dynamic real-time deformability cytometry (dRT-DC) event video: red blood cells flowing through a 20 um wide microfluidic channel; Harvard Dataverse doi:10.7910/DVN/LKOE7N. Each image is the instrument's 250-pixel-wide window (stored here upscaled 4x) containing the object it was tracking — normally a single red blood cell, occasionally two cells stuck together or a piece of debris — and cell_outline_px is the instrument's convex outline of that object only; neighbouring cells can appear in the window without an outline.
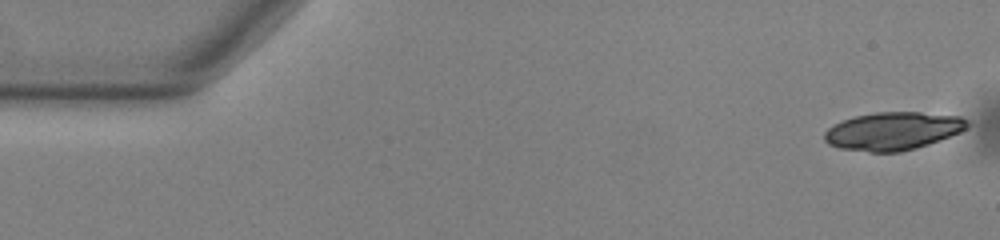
{"species": "common noctule bat (a hibernating species)", "species_latin": "Nyctalus noctula", "temperature_condition": "warm", "stored_images_in_passage": 52, "camera_frame_rate_fps": 3000, "um_per_image_px": 0.085, "animal": {"sex": "male", "body_mass_g": 13.0, "forearm_length_mm": 53.1}, "frame": {"image": 1, "passage_image": 1, "time_ms": 0.0, "image_size_px": [1000, 240], "cell_outline_px": [[968, 124], [960, 132], [940, 140], [916, 148], [900, 152], [868, 152], [840, 148], [828, 144], [824, 140], [824, 132], [828, 128], [844, 120], [856, 116], [876, 112], [920, 112], [960, 116], [968, 120]], "centroid_in_image_um": [75.89, 11.14], "position_along_channel_um": 9.1, "area_um2": 31.44}}
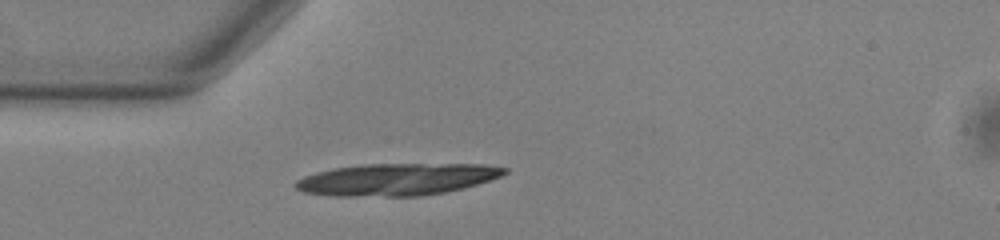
{"frame": {"image": 2, "passage_image": 14, "time_ms": 4.333, "image_size_px": [1000, 240], "cell_outline_px": [[508, 172], [500, 176], [464, 188], [444, 192], [420, 196], [328, 196], [304, 192], [296, 188], [292, 184], [296, 180], [304, 176], [316, 172], [332, 168], [364, 164], [484, 164], [508, 168]], "centroid_in_image_um": [33.69, 15.24], "position_along_channel_um": 51.3, "area_um2": 39.13}}